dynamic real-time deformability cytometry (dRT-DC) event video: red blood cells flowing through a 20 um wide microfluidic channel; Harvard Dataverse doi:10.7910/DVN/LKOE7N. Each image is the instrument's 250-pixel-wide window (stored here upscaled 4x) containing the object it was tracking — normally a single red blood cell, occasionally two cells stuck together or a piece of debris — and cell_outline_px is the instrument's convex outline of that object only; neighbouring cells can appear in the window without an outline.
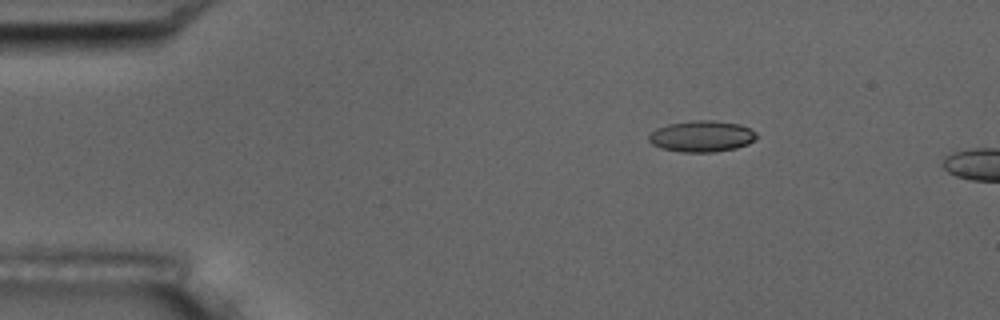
{"species": "common noctule bat (a hibernating species)", "species_latin": "Nyctalus noctula", "temperature_condition": "room temperature", "stored_images_in_passage": 4, "camera_frame_rate_fps": 3000, "um_per_image_px": 0.085, "animal": {"sex": "male", "body_mass_g": 17.5, "forearm_length_mm": 52.3}, "frame": {"image": 1, "passage_image": 2, "time_ms": 1.333, "image_size_px": [1000, 320], "cell_outline_px": [[756, 140], [748, 144], [736, 148], [716, 152], [680, 152], [660, 148], [652, 144], [648, 140], [648, 136], [656, 128], [668, 124], [692, 120], [712, 120], [740, 124], [756, 132]], "centroid_in_image_um": [59.64, 11.59], "position_along_channel_um": 25.4, "area_um2": 19.77}}